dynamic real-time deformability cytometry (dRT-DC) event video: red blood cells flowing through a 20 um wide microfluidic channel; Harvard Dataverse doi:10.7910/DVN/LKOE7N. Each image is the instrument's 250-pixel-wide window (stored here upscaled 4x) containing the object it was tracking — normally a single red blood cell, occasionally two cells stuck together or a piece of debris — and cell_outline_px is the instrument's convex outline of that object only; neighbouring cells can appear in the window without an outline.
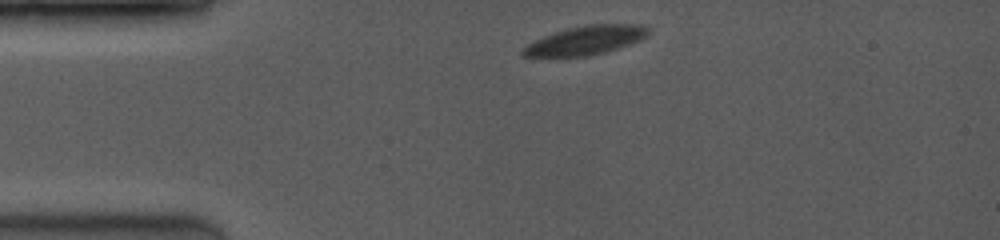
{"species": "common noctule bat (a hibernating species)", "species_latin": "Nyctalus noctula", "temperature_condition": "room temperature", "stored_images_in_passage": 2, "camera_frame_rate_fps": 3500, "um_per_image_px": 0.085, "animal": {"sex": "female", "body_mass_g": 19.0, "forearm_length_mm": 53.3}, "frame": {"image": 1, "passage_image": 1, "time_ms": 0.0, "image_size_px": [1000, 240], "cell_outline_px": [[648, 32], [640, 40], [604, 52], [588, 56], [524, 56], [520, 52], [528, 44], [544, 36], [556, 32], [588, 24], [640, 24], [648, 28]], "centroid_in_image_um": [49.78, 3.42], "position_along_channel_um": 35.2, "area_um2": 20.4}}